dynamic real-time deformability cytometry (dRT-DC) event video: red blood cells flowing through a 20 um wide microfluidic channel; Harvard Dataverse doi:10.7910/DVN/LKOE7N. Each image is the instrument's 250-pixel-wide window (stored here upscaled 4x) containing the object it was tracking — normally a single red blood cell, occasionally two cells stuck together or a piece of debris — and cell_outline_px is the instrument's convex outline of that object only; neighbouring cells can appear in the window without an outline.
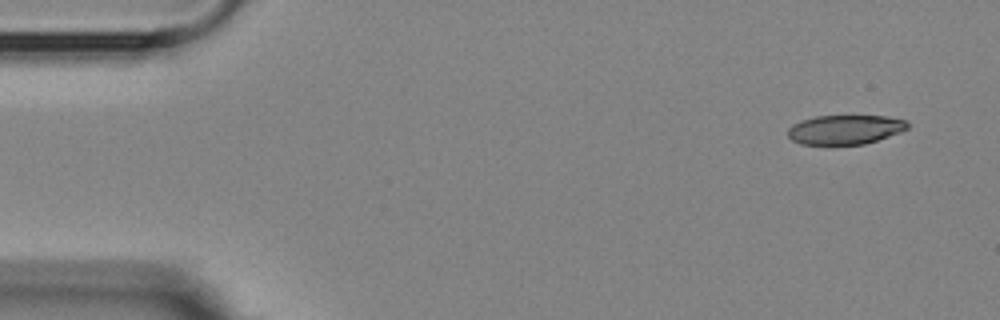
{"species": "Egyptian fruit bat (a non-hibernating species)", "species_latin": "Rousettus aegyptiacus", "temperature_condition": "room temperature", "stored_images_in_passage": 8, "camera_frame_rate_fps": 3000, "um_per_image_px": 0.085, "animal": {"sex": "female"}, "frame": {"image": 1, "passage_image": 1, "time_ms": 0.0, "image_size_px": [1000, 320], "cell_outline_px": [[908, 128], [900, 132], [864, 144], [832, 148], [800, 144], [792, 140], [788, 136], [788, 128], [792, 124], [816, 116], [888, 116], [904, 120], [908, 124]], "centroid_in_image_um": [71.77, 11.07], "position_along_channel_um": 13.2, "area_um2": 21.15}}
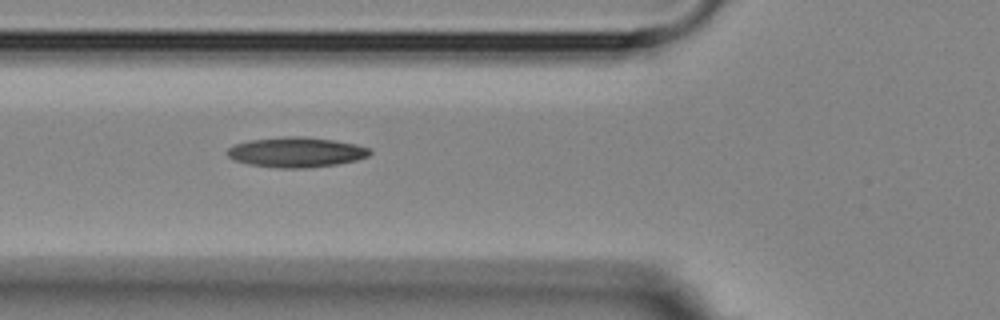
{"frame": {"image": 2, "passage_image": 5, "time_ms": 5.333, "image_size_px": [1000, 320], "cell_outline_px": [[372, 152], [368, 156], [356, 160], [336, 164], [304, 168], [276, 168], [248, 164], [236, 160], [228, 156], [224, 152], [228, 148], [236, 144], [248, 140], [284, 136], [304, 136], [332, 140], [356, 144], [368, 148]], "centroid_in_image_um": [25.15, 12.93], "position_along_channel_um": 100.7, "area_um2": 24.97}}
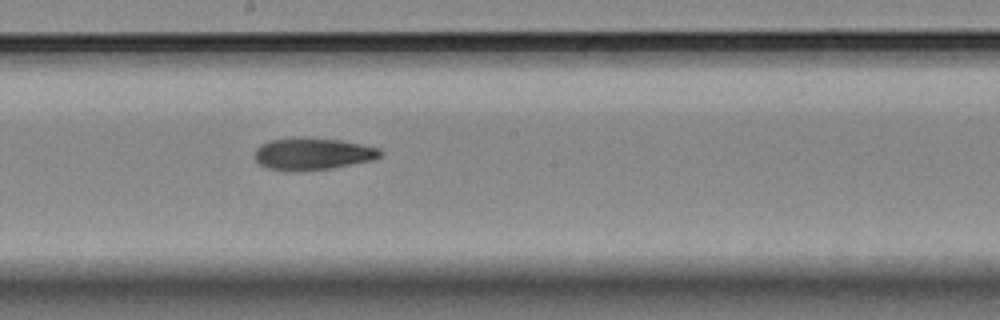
{"frame": {"image": 3, "passage_image": 8, "time_ms": 8.667, "image_size_px": [1000, 320], "cell_outline_px": [[380, 156], [372, 160], [332, 168], [296, 172], [288, 172], [268, 168], [260, 164], [256, 160], [256, 148], [260, 144], [268, 140], [292, 136], [340, 140], [380, 148]], "centroid_in_image_um": [26.51, 13.07], "position_along_channel_um": 221.7, "area_um2": 23.7}}